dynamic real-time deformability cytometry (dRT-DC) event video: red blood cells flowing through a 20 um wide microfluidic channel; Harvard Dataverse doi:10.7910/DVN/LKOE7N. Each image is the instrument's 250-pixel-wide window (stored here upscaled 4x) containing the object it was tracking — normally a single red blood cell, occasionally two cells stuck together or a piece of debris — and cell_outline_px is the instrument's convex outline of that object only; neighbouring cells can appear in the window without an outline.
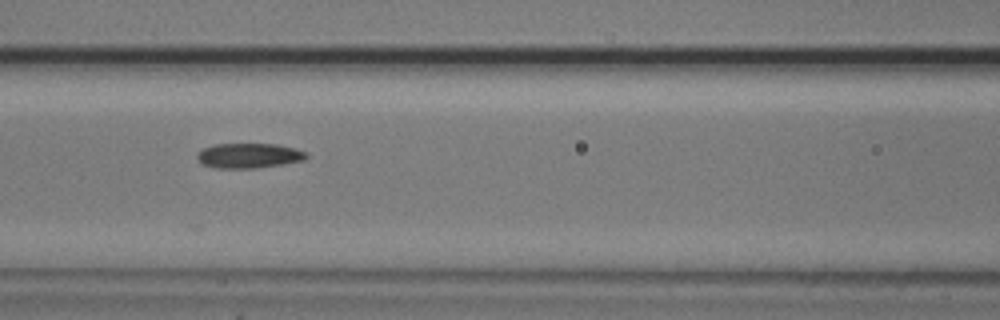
{"species": "common noctule bat (a hibernating species)", "species_latin": "Nyctalus noctula", "temperature_condition": "cold", "stored_images_in_passage": 4, "camera_frame_rate_fps": 3000, "um_per_image_px": 0.085, "animal": {"sex": "male", "body_mass_g": 20.5, "forearm_length_mm": 52.5}, "frame": {"image": 1, "passage_image": 4, "time_ms": 3.333, "image_size_px": [1000, 320], "cell_outline_px": [[308, 156], [304, 160], [256, 168], [212, 168], [204, 164], [196, 156], [204, 148], [216, 144], [276, 144], [296, 148], [308, 152]], "centroid_in_image_um": [21.2, 13.22], "position_along_channel_um": 145.4, "area_um2": 15.72}}